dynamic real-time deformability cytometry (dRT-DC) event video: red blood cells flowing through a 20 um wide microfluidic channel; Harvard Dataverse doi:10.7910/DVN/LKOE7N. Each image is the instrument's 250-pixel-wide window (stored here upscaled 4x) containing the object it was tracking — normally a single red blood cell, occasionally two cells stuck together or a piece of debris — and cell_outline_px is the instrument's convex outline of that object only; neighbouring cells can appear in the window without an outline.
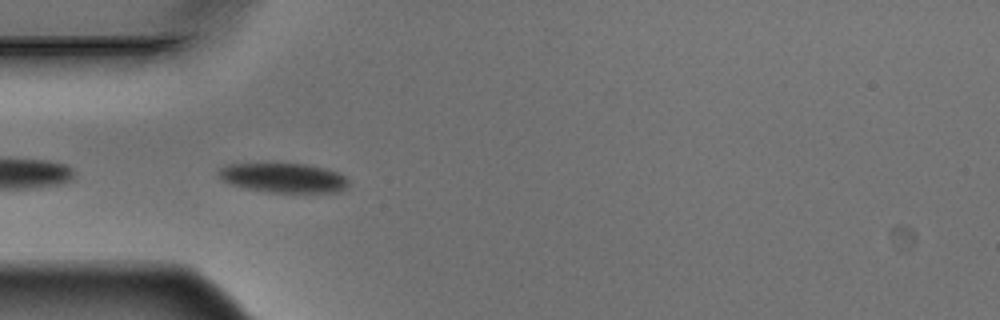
{"species": "Egyptian fruit bat (a non-hibernating species)", "species_latin": "Rousettus aegyptiacus", "temperature_condition": "warm", "stored_images_in_passage": 5, "camera_frame_rate_fps": 3000, "um_per_image_px": 0.085, "animal": {"sex": "male"}, "frame": {"image": 1, "passage_image": 4, "time_ms": 1.0, "image_size_px": [1000, 320], "cell_outline_px": [[348, 184], [340, 192], [268, 192], [244, 188], [232, 184], [224, 180], [216, 172], [220, 168], [228, 164], [308, 164], [328, 168], [344, 176], [348, 180]], "centroid_in_image_um": [24.11, 15.11], "position_along_channel_um": 60.9, "area_um2": 22.2}}